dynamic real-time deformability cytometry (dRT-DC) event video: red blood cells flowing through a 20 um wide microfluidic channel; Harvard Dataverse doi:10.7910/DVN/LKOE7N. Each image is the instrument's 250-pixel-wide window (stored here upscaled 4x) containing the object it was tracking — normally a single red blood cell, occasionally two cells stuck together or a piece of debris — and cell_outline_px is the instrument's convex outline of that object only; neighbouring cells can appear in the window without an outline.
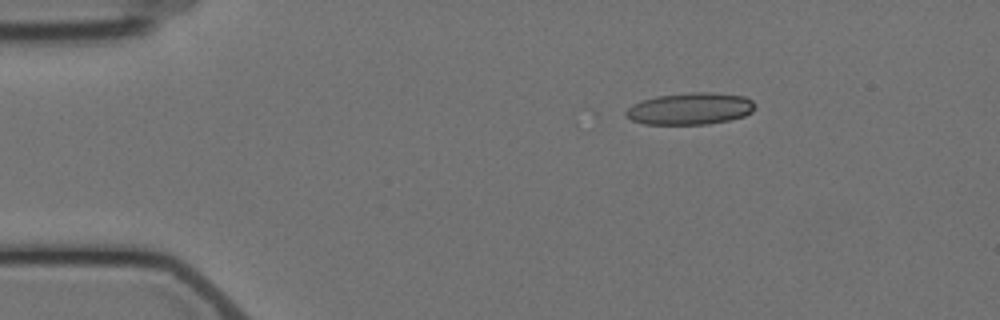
{"species": "Egyptian fruit bat (a non-hibernating species)", "species_latin": "Rousettus aegyptiacus", "temperature_condition": "cold", "stored_images_in_passage": 7, "camera_frame_rate_fps": 3000, "um_per_image_px": 0.085, "animal": {"sex": "female"}, "frame": {"image": 1, "passage_image": 7, "time_ms": 7.667, "image_size_px": [1000, 320], "cell_outline_px": [[756, 104], [752, 112], [744, 116], [728, 120], [708, 124], [644, 124], [632, 120], [624, 116], [624, 112], [632, 104], [656, 96], [692, 92], [708, 92], [744, 96], [752, 100]], "centroid_in_image_um": [58.65, 9.24], "position_along_channel_um": 26.3, "area_um2": 23.99}}